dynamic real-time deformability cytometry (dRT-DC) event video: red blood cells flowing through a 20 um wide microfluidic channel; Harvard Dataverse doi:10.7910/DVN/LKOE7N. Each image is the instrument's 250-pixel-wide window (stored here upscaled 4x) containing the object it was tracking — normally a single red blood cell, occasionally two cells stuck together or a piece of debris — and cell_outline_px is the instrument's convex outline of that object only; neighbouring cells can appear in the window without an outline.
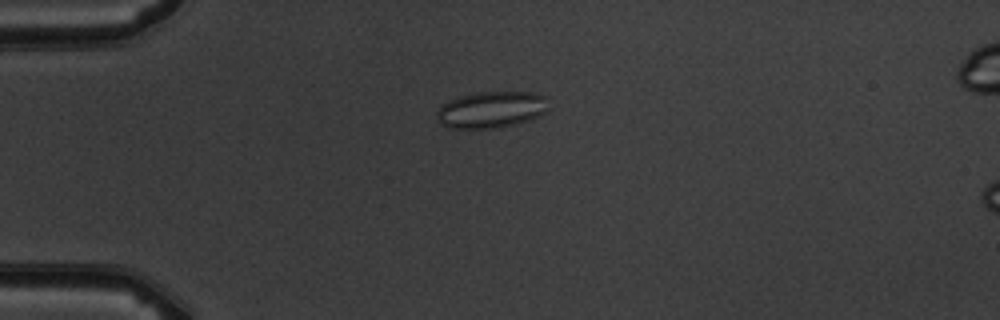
{"species": "common noctule bat (a hibernating species)", "species_latin": "Nyctalus noctula", "temperature_condition": "warm", "stored_images_in_passage": 6, "camera_frame_rate_fps": 3000, "um_per_image_px": 0.085, "animal": {"sex": "male", "body_mass_g": 19.5, "forearm_length_mm": 54.6}, "frame": {"image": 1, "passage_image": 6, "time_ms": 6.667, "image_size_px": [1000, 320], "cell_outline_px": [[548, 112], [532, 120], [516, 124], [496, 128], [444, 128], [440, 124], [436, 116], [436, 112], [440, 104], [448, 100], [460, 96], [480, 92], [532, 92], [544, 96]], "centroid_in_image_um": [41.72, 9.33], "position_along_channel_um": 43.3, "area_um2": 24.1}}